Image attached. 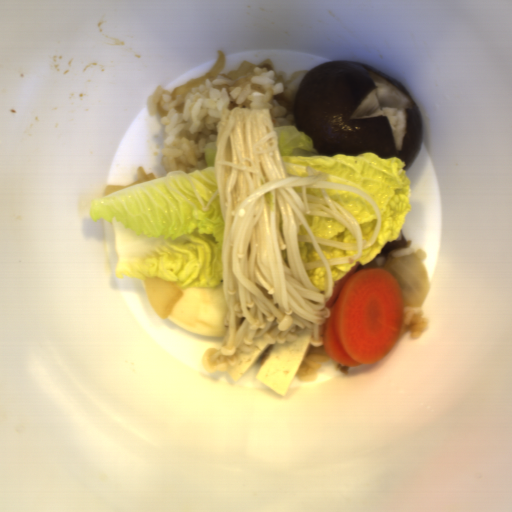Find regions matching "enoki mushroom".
Returning <instances> with one entry per match:
<instances>
[{
	"label": "enoki mushroom",
	"mask_w": 512,
	"mask_h": 512,
	"mask_svg": "<svg viewBox=\"0 0 512 512\" xmlns=\"http://www.w3.org/2000/svg\"><path fill=\"white\" fill-rule=\"evenodd\" d=\"M217 191L205 205L187 171L202 212L218 196L223 218L222 291L228 312L224 340L208 347L203 371L224 372L247 362L256 338L295 342V327L311 329L314 347L324 344L323 322L335 281L329 265L361 259L381 230L374 197L332 181L306 166L308 176H289L270 109L234 108L216 143Z\"/></svg>",
	"instance_id": "enoki-mushroom-1"
}]
</instances>
